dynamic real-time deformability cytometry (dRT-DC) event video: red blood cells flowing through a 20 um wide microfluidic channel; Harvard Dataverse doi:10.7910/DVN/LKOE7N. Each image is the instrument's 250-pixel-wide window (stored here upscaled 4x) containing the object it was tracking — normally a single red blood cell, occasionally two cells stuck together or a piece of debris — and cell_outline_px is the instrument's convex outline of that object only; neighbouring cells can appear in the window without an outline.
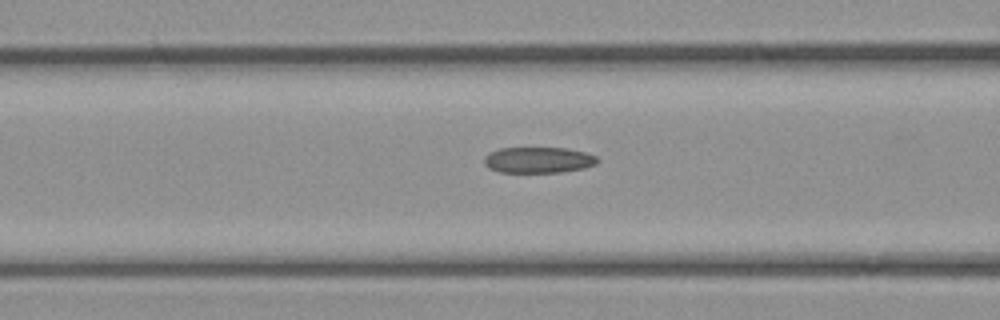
{"species": "common noctule bat (a hibernating species)", "species_latin": "Nyctalus noctula", "temperature_condition": "cold", "stored_images_in_passage": 28, "camera_frame_rate_fps": 3000, "um_per_image_px": 0.085, "animal": {"sex": "female", "body_mass_g": 21.9}, "frame": {"image": 1, "passage_image": 7, "time_ms": 2.0, "image_size_px": [1000, 320], "cell_outline_px": [[600, 160], [596, 164], [584, 168], [560, 172], [500, 172], [488, 168], [484, 164], [484, 156], [488, 152], [500, 148], [568, 148], [584, 152], [596, 156]], "centroid_in_image_um": [45.74, 13.59], "position_along_channel_um": 120.9, "area_um2": 17.22}}
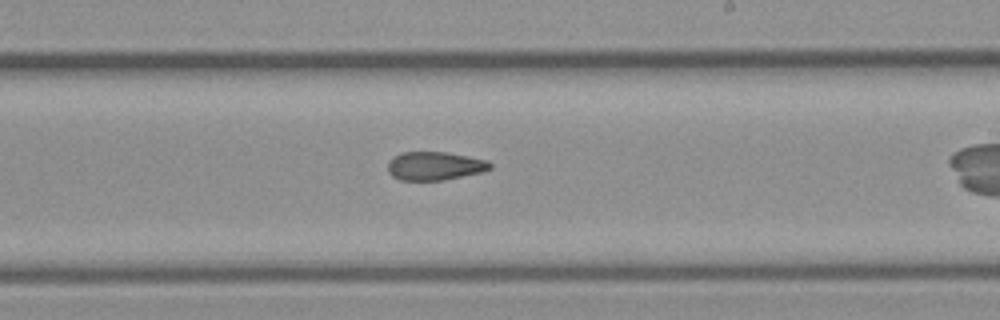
{"frame": {"image": 2, "passage_image": 17, "time_ms": 5.333, "image_size_px": [1000, 320], "cell_outline_px": [[492, 168], [480, 172], [444, 180], [400, 180], [392, 176], [388, 172], [388, 160], [392, 156], [400, 152], [448, 152], [488, 160], [492, 164]], "centroid_in_image_um": [36.92, 14.09], "position_along_channel_um": 252.1, "area_um2": 17.11}}
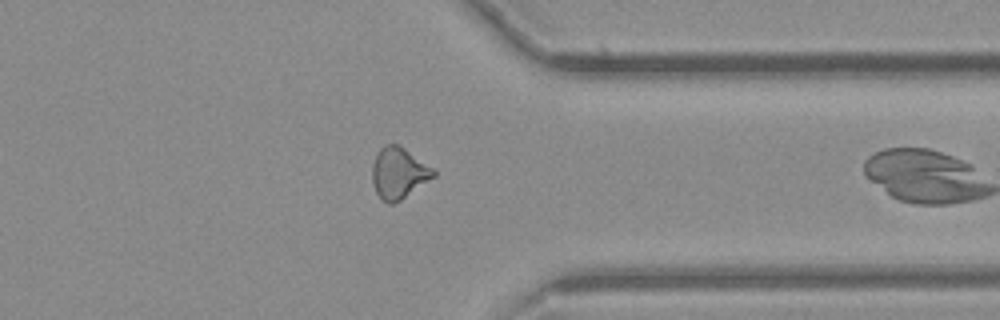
{"frame": {"image": 3, "passage_image": 27, "time_ms": 8.667, "image_size_px": [1000, 320], "cell_outline_px": [[436, 176], [400, 200], [392, 204], [388, 204], [380, 200], [376, 192], [372, 180], [372, 164], [376, 152], [384, 144], [400, 144], [436, 168]], "centroid_in_image_um": [33.91, 14.68], "position_along_channel_um": 377.5, "area_um2": 18.84}}